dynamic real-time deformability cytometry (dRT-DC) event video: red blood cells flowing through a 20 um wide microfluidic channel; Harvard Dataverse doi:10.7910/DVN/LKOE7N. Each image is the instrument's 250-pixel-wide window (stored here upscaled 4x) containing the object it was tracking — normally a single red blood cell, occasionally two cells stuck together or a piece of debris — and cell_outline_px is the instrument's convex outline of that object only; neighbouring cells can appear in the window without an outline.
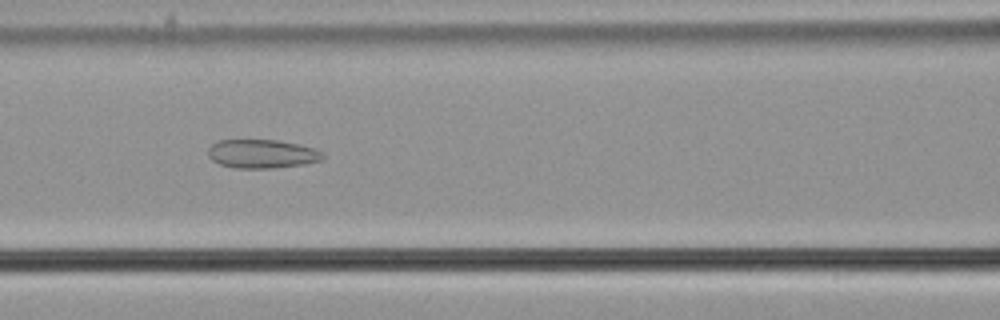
{"species": "common noctule bat (a hibernating species)", "species_latin": "Nyctalus noctula", "temperature_condition": "cold", "stored_images_in_passage": 34, "camera_frame_rate_fps": 3000, "um_per_image_px": 0.085, "animal": {"sex": "male", "body_mass_g": 21.5, "forearm_length_mm": 52.0}, "frame": {"image": 1, "passage_image": 14, "time_ms": 4.333, "image_size_px": [1000, 320], "cell_outline_px": [[324, 156], [320, 160], [304, 164], [276, 168], [232, 168], [220, 164], [212, 160], [208, 156], [208, 148], [216, 140], [276, 140], [300, 144], [316, 148], [324, 152]], "centroid_in_image_um": [22.27, 13.07], "position_along_channel_um": 144.3, "area_um2": 19.42}}
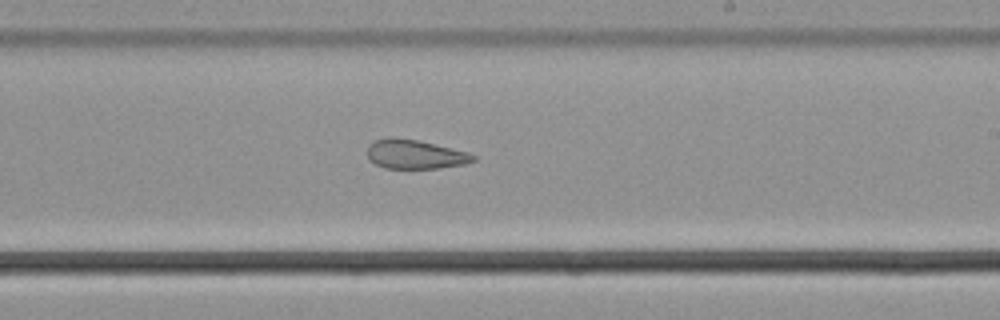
{"frame": {"image": 2, "passage_image": 23, "time_ms": 7.333, "image_size_px": [1000, 320], "cell_outline_px": [[476, 160], [464, 164], [440, 168], [384, 168], [368, 160], [368, 144], [372, 140], [416, 140], [468, 152], [476, 156]], "centroid_in_image_um": [35.3, 13.16], "position_along_channel_um": 253.7, "area_um2": 17.4}}
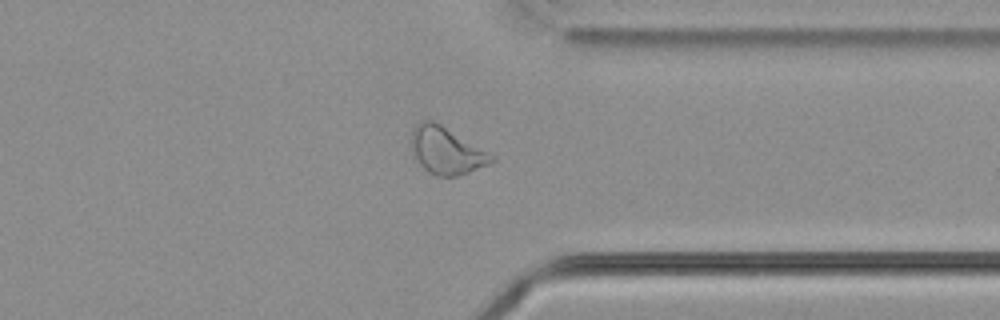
{"frame": {"image": 3, "passage_image": 33, "time_ms": 10.667, "image_size_px": [1000, 320], "cell_outline_px": [[496, 160], [488, 164], [468, 172], [456, 176], [436, 176], [428, 172], [420, 164], [412, 148], [412, 128], [420, 120], [432, 120], [440, 124], [496, 156]], "centroid_in_image_um": [37.95, 12.79], "position_along_channel_um": 373.5, "area_um2": 21.68}, "authors_computed_cell_mechanics": {"area_um2": 19.0451, "velocity_mm_per_s": 3.6533, "shape_relaxation_time_tau1_ms": null, "shape_relaxation_time_tau2_ms": 3.9579, "deformation_change_tau1": null, "deformation_change_tau2": 0.1261}}